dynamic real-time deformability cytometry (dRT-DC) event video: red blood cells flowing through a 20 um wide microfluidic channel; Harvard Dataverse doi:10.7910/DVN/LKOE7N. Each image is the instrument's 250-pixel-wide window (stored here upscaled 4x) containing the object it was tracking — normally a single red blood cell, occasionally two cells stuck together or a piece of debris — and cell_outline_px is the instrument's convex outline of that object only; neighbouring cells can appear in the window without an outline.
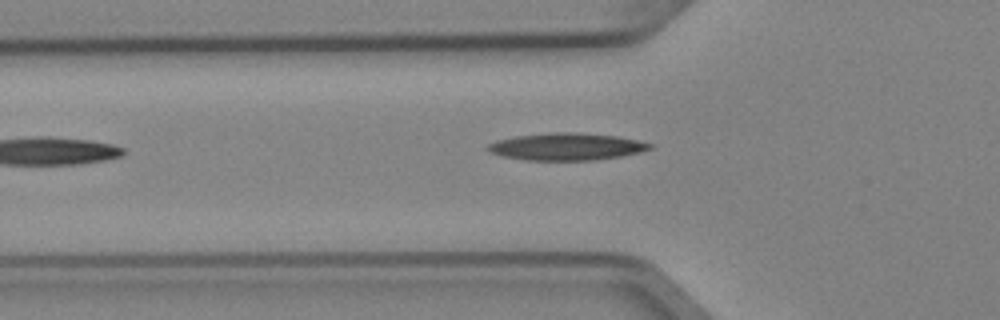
{"species": "Egyptian fruit bat (a non-hibernating species)", "species_latin": "Rousettus aegyptiacus", "temperature_condition": "cold", "stored_images_in_passage": 6, "camera_frame_rate_fps": 3000, "um_per_image_px": 0.085, "animal": {"sex": "female"}, "frame": {"image": 1, "passage_image": 5, "time_ms": 1.333, "image_size_px": [1000, 320], "cell_outline_px": [[652, 148], [640, 152], [620, 156], [596, 160], [528, 160], [500, 156], [488, 152], [484, 148], [488, 144], [496, 140], [516, 136], [552, 132], [572, 132], [616, 136], [636, 140], [652, 144]], "centroid_in_image_um": [48.08, 12.47], "position_along_channel_um": 77.7, "area_um2": 25.66}}
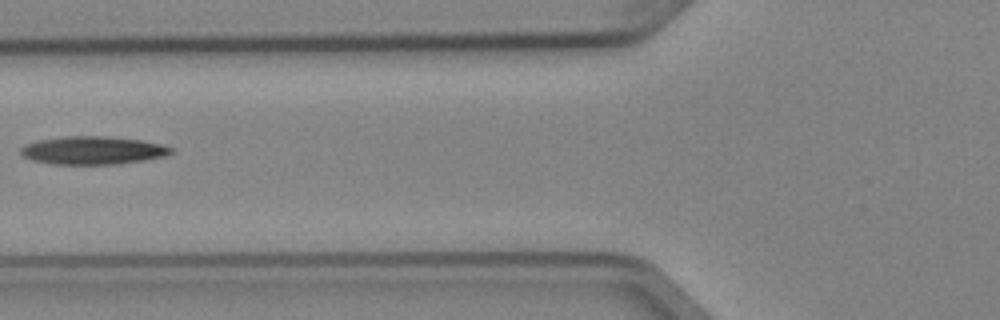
{"frame": {"image": 2, "passage_image": 6, "time_ms": 1.667, "image_size_px": [1000, 320], "cell_outline_px": [[172, 152], [164, 156], [144, 160], [116, 164], [52, 164], [32, 160], [24, 156], [20, 152], [20, 148], [24, 144], [40, 140], [64, 136], [104, 136], [140, 140], [160, 144], [172, 148]], "centroid_in_image_um": [7.85, 12.78], "position_along_channel_um": 118.0, "area_um2": 24.39}}